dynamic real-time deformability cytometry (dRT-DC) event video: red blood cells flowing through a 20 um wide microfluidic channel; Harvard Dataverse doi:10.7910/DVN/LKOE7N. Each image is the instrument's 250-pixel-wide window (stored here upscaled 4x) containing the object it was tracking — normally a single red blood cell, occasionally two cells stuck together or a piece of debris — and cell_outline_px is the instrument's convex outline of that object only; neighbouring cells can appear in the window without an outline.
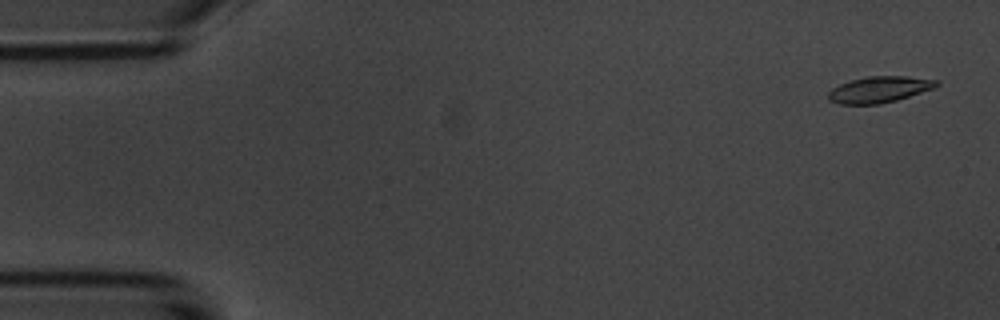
{"species": "common noctule bat (a hibernating species)", "species_latin": "Nyctalus noctula", "temperature_condition": "room temperature", "stored_images_in_passage": 4, "camera_frame_rate_fps": 3000, "um_per_image_px": 0.085, "animal": {"sex": "male", "body_mass_g": 20.1, "forearm_length_mm": 53.5}, "frame": {"image": 1, "passage_image": 1, "time_ms": 0.0, "image_size_px": [1000, 320], "cell_outline_px": [[940, 84], [936, 88], [896, 100], [880, 104], [840, 104], [828, 100], [828, 92], [832, 88], [840, 84], [852, 80], [868, 76], [908, 76], [940, 80]], "centroid_in_image_um": [74.78, 7.6], "position_along_channel_um": 10.2, "area_um2": 16.65}}
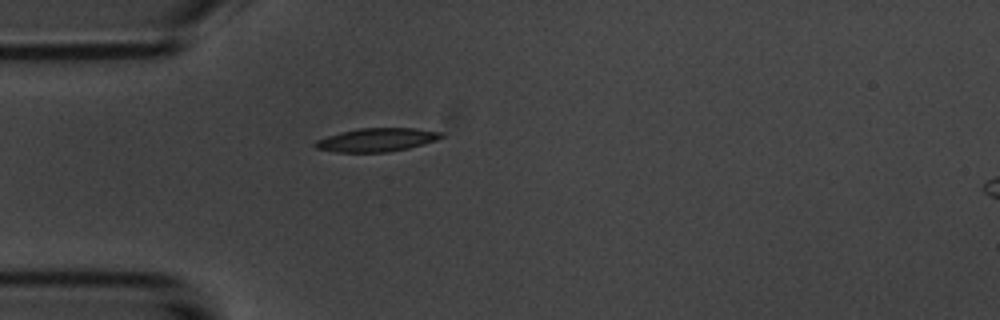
{"frame": {"image": 2, "passage_image": 4, "time_ms": 4.333, "image_size_px": [1000, 320], "cell_outline_px": [[444, 136], [436, 140], [408, 148], [388, 152], [336, 152], [316, 148], [312, 144], [316, 140], [340, 132], [360, 128], [412, 128], [444, 132]], "centroid_in_image_um": [32.01, 11.88], "position_along_channel_um": 53.0, "area_um2": 17.17}}